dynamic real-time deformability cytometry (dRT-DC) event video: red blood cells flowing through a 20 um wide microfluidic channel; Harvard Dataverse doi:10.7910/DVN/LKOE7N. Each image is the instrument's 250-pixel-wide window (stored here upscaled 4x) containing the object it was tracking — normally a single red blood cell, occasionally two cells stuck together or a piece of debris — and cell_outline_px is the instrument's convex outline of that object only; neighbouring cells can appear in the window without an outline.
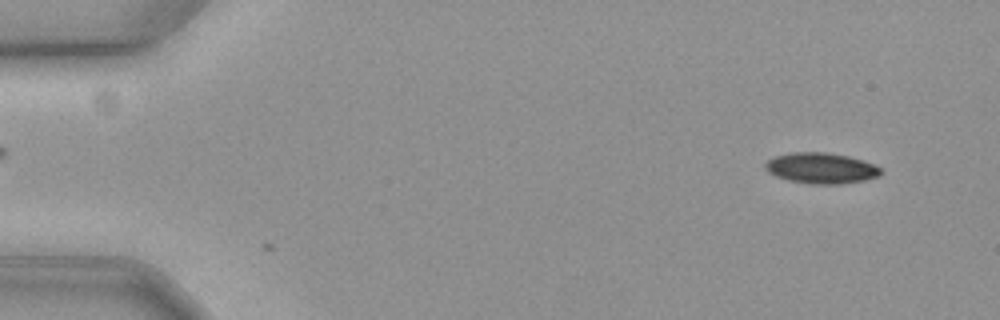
{"species": "common noctule bat (a hibernating species)", "species_latin": "Nyctalus noctula", "temperature_condition": "cold", "stored_images_in_passage": 4, "camera_frame_rate_fps": 3000, "um_per_image_px": 0.085, "animal": {"sex": "female", "body_mass_g": 19.3, "forearm_length_mm": 54.1}, "frame": {"image": 1, "passage_image": 4, "time_ms": 1.0, "image_size_px": [1000, 320], "cell_outline_px": [[880, 176], [864, 180], [840, 184], [808, 184], [788, 180], [776, 176], [768, 172], [764, 168], [764, 164], [768, 160], [776, 156], [792, 152], [828, 152], [848, 156], [872, 164], [880, 168]], "centroid_in_image_um": [69.75, 14.3], "position_along_channel_um": 15.2, "area_um2": 20.63}}